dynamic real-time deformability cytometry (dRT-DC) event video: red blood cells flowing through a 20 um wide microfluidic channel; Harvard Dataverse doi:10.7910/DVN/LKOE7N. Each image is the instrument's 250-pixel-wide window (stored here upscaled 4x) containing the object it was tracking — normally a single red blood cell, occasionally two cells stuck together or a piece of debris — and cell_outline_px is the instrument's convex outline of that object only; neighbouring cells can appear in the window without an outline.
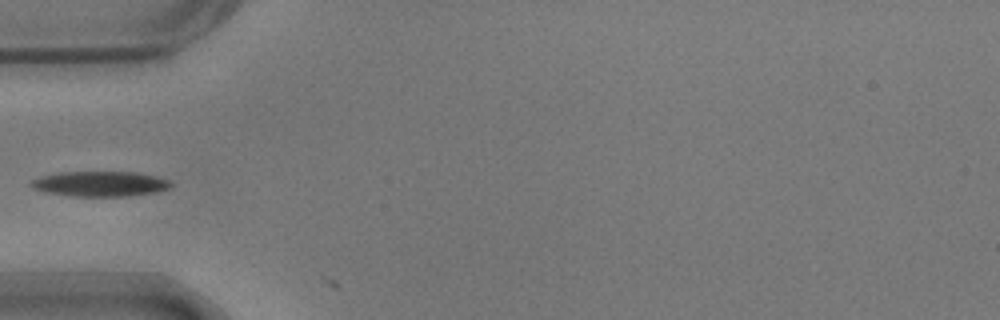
{"species": "common noctule bat (a hibernating species)", "species_latin": "Nyctalus noctula", "temperature_condition": "warm", "stored_images_in_passage": 2, "camera_frame_rate_fps": 3000, "um_per_image_px": 0.085, "animal": {"sex": "male", "body_mass_g": 17.9}, "frame": {"image": 1, "passage_image": 1, "time_ms": 0.0, "image_size_px": [1000, 320], "cell_outline_px": [[172, 184], [168, 188], [156, 192], [128, 196], [72, 196], [44, 192], [32, 188], [28, 184], [32, 180], [40, 176], [60, 172], [136, 172], [156, 176], [168, 180]], "centroid_in_image_um": [8.46, 15.62], "position_along_channel_um": 76.5, "area_um2": 20.52}}